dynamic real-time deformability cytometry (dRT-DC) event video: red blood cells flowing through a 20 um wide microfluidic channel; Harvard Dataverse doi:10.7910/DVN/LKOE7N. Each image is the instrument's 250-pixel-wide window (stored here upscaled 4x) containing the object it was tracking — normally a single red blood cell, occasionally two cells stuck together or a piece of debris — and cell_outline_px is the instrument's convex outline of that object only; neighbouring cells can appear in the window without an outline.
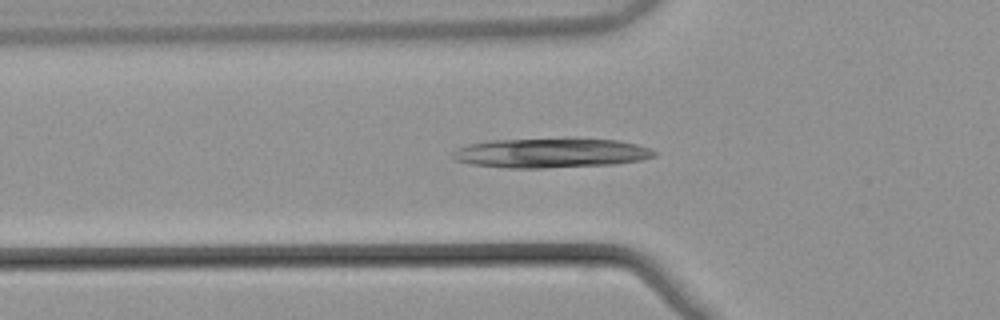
{"species": "common noctule bat (a hibernating species)", "species_latin": "Nyctalus noctula", "temperature_condition": "warm", "stored_images_in_passage": 46, "camera_frame_rate_fps": 3000, "um_per_image_px": 0.085, "animal": {"sex": "male", "body_mass_g": 21.5, "forearm_length_mm": 52.0}, "frame": {"image": 1, "passage_image": 12, "time_ms": 3.667, "image_size_px": [1000, 320], "cell_outline_px": [[656, 156], [640, 160], [612, 164], [544, 168], [508, 168], [472, 164], [456, 160], [452, 156], [452, 152], [456, 148], [468, 144], [492, 140], [568, 136], [572, 136], [616, 140], [636, 144], [648, 148], [656, 152]], "centroid_in_image_um": [46.82, 12.96], "position_along_channel_um": 79.0, "area_um2": 35.72}}
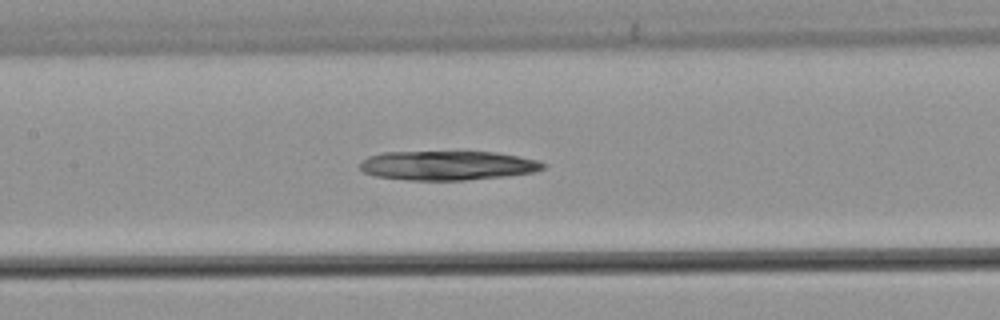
{"frame": {"image": 2, "passage_image": 19, "time_ms": 6.0, "image_size_px": [1000, 320], "cell_outline_px": [[548, 164], [544, 168], [532, 172], [508, 176], [464, 180], [408, 180], [376, 176], [364, 172], [360, 168], [360, 164], [368, 156], [384, 152], [496, 152], [540, 160]], "centroid_in_image_um": [38.08, 14.06], "position_along_channel_um": 169.3, "area_um2": 31.27}}
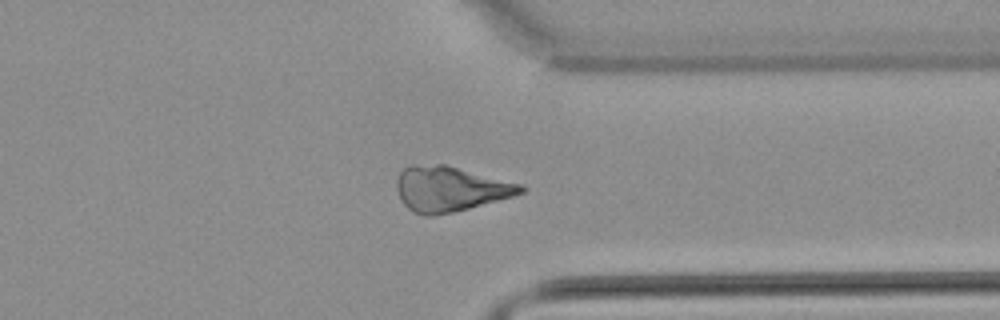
{"frame": {"image": 3, "passage_image": 35, "time_ms": 11.333, "image_size_px": [1000, 320], "cell_outline_px": [[524, 192], [512, 196], [468, 208], [436, 216], [424, 216], [408, 208], [404, 204], [396, 188], [396, 180], [400, 172], [408, 164], [444, 164], [524, 184]], "centroid_in_image_um": [38.24, 16.04], "position_along_channel_um": 373.2, "area_um2": 32.54}}